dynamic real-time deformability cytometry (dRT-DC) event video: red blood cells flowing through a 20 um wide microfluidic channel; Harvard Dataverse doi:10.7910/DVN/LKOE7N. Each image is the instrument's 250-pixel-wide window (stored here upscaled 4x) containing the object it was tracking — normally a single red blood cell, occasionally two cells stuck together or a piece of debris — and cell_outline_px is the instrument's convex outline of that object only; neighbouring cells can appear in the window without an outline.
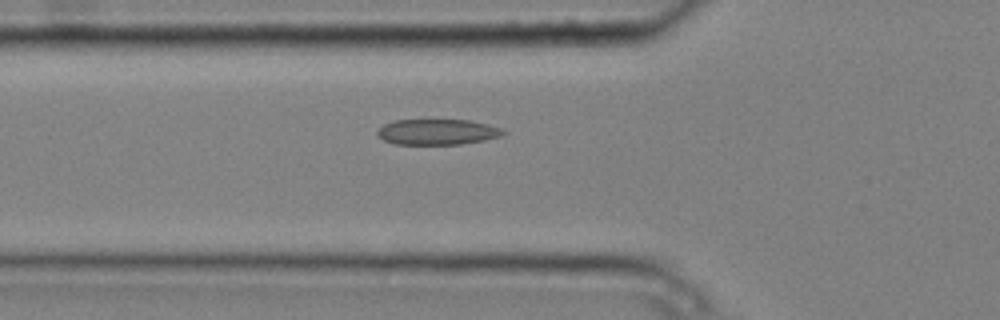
{"species": "common noctule bat (a hibernating species)", "species_latin": "Nyctalus noctula", "temperature_condition": "cold", "stored_images_in_passage": 5, "camera_frame_rate_fps": 3000, "um_per_image_px": 0.085, "animal": {"sex": "male", "body_mass_g": 20.4}, "frame": {"image": 1, "passage_image": 5, "time_ms": 1.333, "image_size_px": [1000, 320], "cell_outline_px": [[508, 132], [500, 136], [484, 140], [460, 144], [396, 144], [384, 140], [376, 136], [376, 132], [384, 124], [396, 120], [468, 120], [488, 124], [500, 128]], "centroid_in_image_um": [37.17, 11.21], "position_along_channel_um": 88.6, "area_um2": 18.73}}